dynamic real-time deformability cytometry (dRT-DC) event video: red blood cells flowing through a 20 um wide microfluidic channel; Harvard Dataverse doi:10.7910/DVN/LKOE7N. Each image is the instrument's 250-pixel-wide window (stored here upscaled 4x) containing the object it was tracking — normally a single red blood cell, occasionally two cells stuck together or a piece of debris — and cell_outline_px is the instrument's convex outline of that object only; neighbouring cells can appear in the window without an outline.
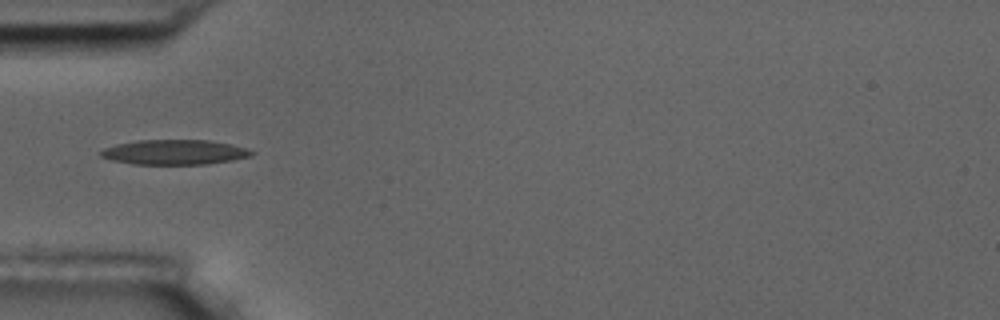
{"species": "common noctule bat (a hibernating species)", "species_latin": "Nyctalus noctula", "temperature_condition": "room temperature", "stored_images_in_passage": 7, "camera_frame_rate_fps": 3000, "um_per_image_px": 0.085, "animal": {"sex": "male", "body_mass_g": 17.5, "forearm_length_mm": 52.3}, "frame": {"image": 1, "passage_image": 5, "time_ms": 4.333, "image_size_px": [1000, 320], "cell_outline_px": [[256, 152], [252, 156], [232, 160], [204, 164], [132, 164], [112, 160], [100, 156], [100, 152], [104, 148], [116, 144], [136, 140], [208, 140], [232, 144]], "centroid_in_image_um": [14.83, 12.93], "position_along_channel_um": 70.2, "area_um2": 21.85}}